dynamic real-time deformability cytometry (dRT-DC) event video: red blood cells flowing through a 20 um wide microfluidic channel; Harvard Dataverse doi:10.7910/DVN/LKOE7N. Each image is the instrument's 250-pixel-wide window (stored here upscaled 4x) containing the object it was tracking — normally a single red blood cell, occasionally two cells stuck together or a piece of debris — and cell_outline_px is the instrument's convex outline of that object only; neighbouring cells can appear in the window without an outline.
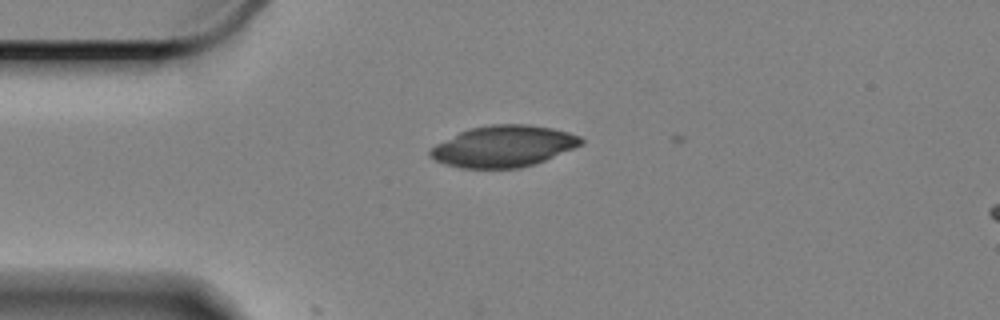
{"species": "Egyptian fruit bat (a non-hibernating species)", "species_latin": "Rousettus aegyptiacus", "temperature_condition": "cold", "stored_images_in_passage": 19, "camera_frame_rate_fps": 3000, "um_per_image_px": 0.085, "animal": {"sex": "female"}, "frame": {"image": 1, "passage_image": 1, "time_ms": 0.0, "image_size_px": [1000, 320], "cell_outline_px": [[584, 144], [544, 160], [520, 168], [460, 168], [444, 164], [428, 156], [428, 152], [436, 144], [460, 132], [472, 128], [492, 124], [528, 124], [552, 128], [568, 132], [580, 136], [584, 140]], "centroid_in_image_um": [42.8, 12.43], "position_along_channel_um": 42.2, "area_um2": 36.18}}
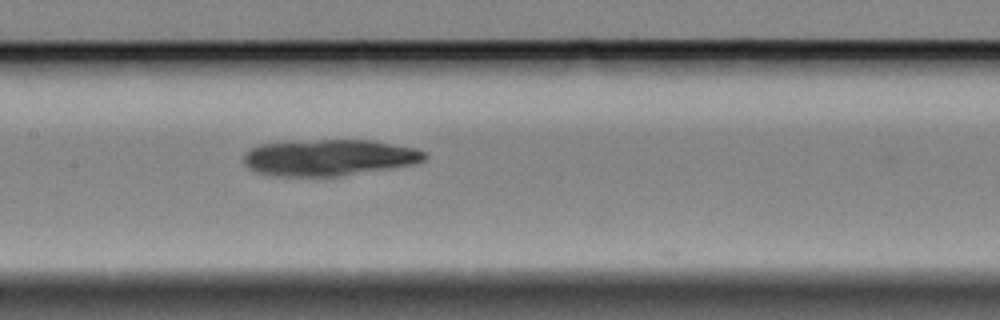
{"frame": {"image": 2, "passage_image": 15, "time_ms": 4.667, "image_size_px": [1000, 320], "cell_outline_px": [[428, 156], [424, 160], [412, 164], [340, 176], [272, 176], [256, 172], [248, 168], [244, 164], [244, 152], [256, 144], [292, 140], [372, 140], [416, 148], [428, 152]], "centroid_in_image_um": [27.91, 13.37], "position_along_channel_um": 179.5, "area_um2": 38.78}}